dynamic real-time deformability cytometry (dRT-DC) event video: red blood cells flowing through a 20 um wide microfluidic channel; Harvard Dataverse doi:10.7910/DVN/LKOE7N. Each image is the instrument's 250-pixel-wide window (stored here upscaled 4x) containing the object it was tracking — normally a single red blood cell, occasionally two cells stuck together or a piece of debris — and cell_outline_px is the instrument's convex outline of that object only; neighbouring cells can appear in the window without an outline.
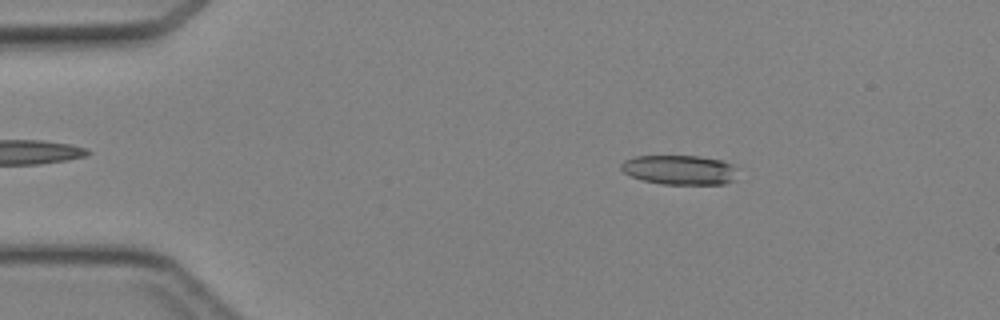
{"species": "Egyptian fruit bat (a non-hibernating species)", "species_latin": "Rousettus aegyptiacus", "temperature_condition": "cold", "stored_images_in_passage": 45, "camera_frame_rate_fps": 3000, "um_per_image_px": 0.085, "animal": {"sex": "female"}, "frame": {"image": 1, "passage_image": 7, "time_ms": 2.0, "image_size_px": [1000, 320], "cell_outline_px": [[736, 180], [724, 184], [660, 184], [644, 180], [632, 176], [624, 172], [620, 168], [620, 164], [624, 160], [636, 156], [700, 156], [720, 160], [732, 164]], "centroid_in_image_um": [57.75, 14.44], "position_along_channel_um": 27.3, "area_um2": 19.94}}
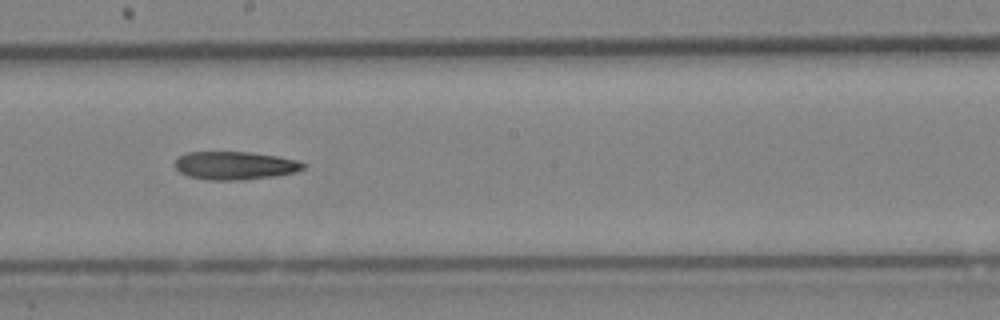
{"frame": {"image": 2, "passage_image": 25, "time_ms": 8.0, "image_size_px": [1000, 320], "cell_outline_px": [[308, 164], [304, 168], [296, 172], [276, 176], [240, 180], [208, 180], [188, 176], [180, 172], [176, 168], [176, 160], [180, 156], [188, 152], [252, 152], [276, 156], [296, 160]], "centroid_in_image_um": [20.0, 14.07], "position_along_channel_um": 228.2, "area_um2": 21.04}}
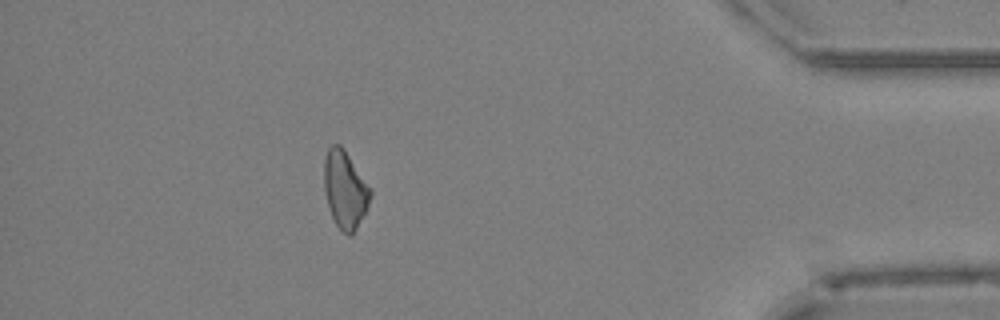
{"frame": {"image": 3, "passage_image": 40, "time_ms": 13.0, "image_size_px": [1000, 320], "cell_outline_px": [[372, 192], [368, 204], [352, 236], [348, 236], [336, 224], [332, 216], [328, 204], [324, 188], [324, 160], [328, 148], [332, 144], [340, 144], [344, 148], [372, 188]], "centroid_in_image_um": [29.33, 16.07], "position_along_channel_um": 405.9, "area_um2": 20.81}}